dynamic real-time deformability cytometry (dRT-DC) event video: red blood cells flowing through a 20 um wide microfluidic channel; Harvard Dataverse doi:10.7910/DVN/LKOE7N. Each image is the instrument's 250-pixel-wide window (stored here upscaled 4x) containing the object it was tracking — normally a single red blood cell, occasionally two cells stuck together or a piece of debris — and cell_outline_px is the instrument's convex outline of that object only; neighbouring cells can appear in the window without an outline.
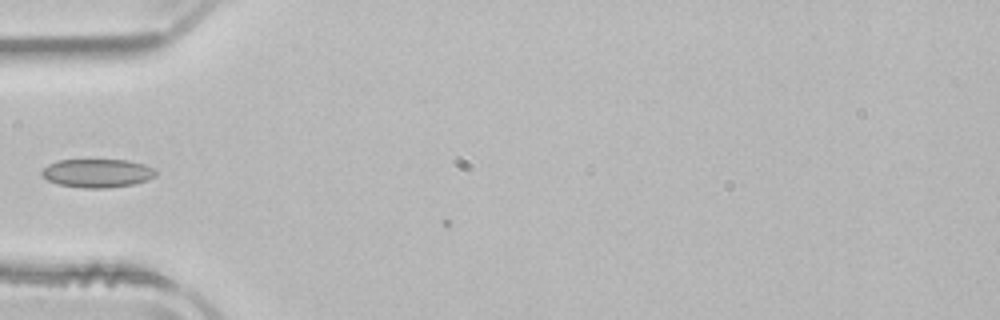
{"species": "common noctule bat (a hibernating species)", "species_latin": "Nyctalus noctula", "temperature_condition": "room temperature", "stored_images_in_passage": 2, "camera_frame_rate_fps": 3000, "um_per_image_px": 0.085, "animal": {"sex": "male", "body_mass_g": 21.5, "forearm_length_mm": 52.0}, "frame": {"image": 1, "passage_image": 1, "time_ms": 0.0, "image_size_px": [1000, 320], "cell_outline_px": [[156, 176], [148, 180], [132, 184], [104, 188], [84, 188], [56, 184], [48, 180], [40, 172], [48, 164], [56, 160], [128, 160], [144, 164], [152, 168], [156, 172]], "centroid_in_image_um": [8.26, 14.71], "position_along_channel_um": 76.7, "area_um2": 18.9}}